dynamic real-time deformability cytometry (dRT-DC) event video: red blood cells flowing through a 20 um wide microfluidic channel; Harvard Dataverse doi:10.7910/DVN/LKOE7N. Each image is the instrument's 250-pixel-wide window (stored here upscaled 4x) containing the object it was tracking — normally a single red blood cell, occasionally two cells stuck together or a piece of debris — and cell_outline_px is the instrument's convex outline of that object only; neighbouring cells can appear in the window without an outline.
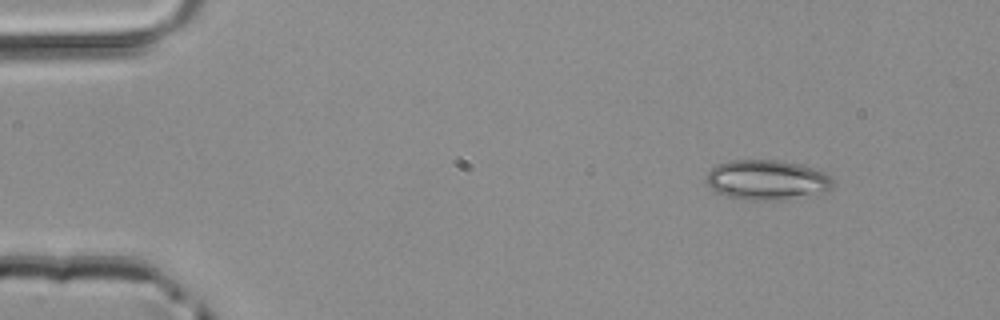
{"species": "common noctule bat (a hibernating species)", "species_latin": "Nyctalus noctula", "temperature_condition": "room temperature", "stored_images_in_passage": 46, "camera_frame_rate_fps": 3000, "um_per_image_px": 0.085, "animal": {"sex": "male", "body_mass_g": 20.4}, "frame": {"image": 1, "passage_image": 2, "time_ms": 0.333, "image_size_px": [1000, 320], "cell_outline_px": [[832, 188], [824, 192], [780, 200], [744, 200], [724, 196], [712, 188], [704, 180], [708, 172], [716, 164], [732, 160], [776, 160], [800, 164], [828, 172], [832, 176]], "centroid_in_image_um": [65.19, 15.29], "position_along_channel_um": 19.8, "area_um2": 29.71}}
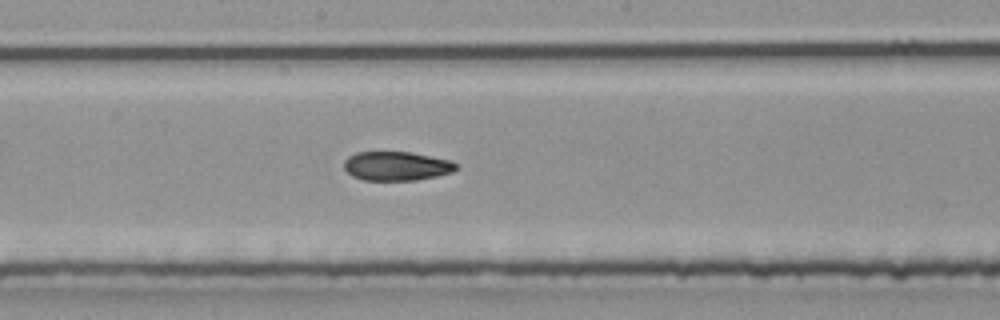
{"frame": {"image": 2, "passage_image": 23, "time_ms": 7.333, "image_size_px": [1000, 320], "cell_outline_px": [[456, 168], [452, 172], [436, 176], [416, 180], [364, 180], [352, 176], [344, 168], [344, 160], [348, 156], [356, 152], [412, 152], [452, 160], [456, 164]], "centroid_in_image_um": [33.69, 14.1], "position_along_channel_um": 214.5, "area_um2": 19.02}}
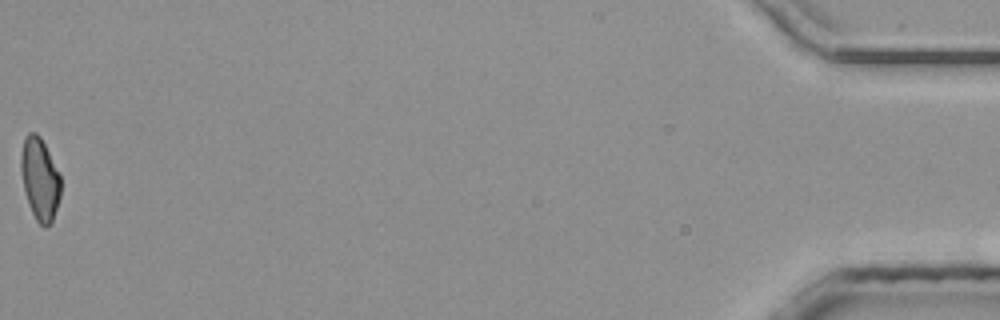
{"frame": {"image": 3, "passage_image": 46, "time_ms": 15.0, "image_size_px": [1000, 320], "cell_outline_px": [[60, 196], [52, 220], [44, 228], [36, 220], [32, 212], [24, 188], [20, 172], [20, 156], [24, 136], [28, 132], [36, 132], [40, 136], [60, 176]], "centroid_in_image_um": [3.36, 15.17], "position_along_channel_um": 431.8, "area_um2": 18.79}}